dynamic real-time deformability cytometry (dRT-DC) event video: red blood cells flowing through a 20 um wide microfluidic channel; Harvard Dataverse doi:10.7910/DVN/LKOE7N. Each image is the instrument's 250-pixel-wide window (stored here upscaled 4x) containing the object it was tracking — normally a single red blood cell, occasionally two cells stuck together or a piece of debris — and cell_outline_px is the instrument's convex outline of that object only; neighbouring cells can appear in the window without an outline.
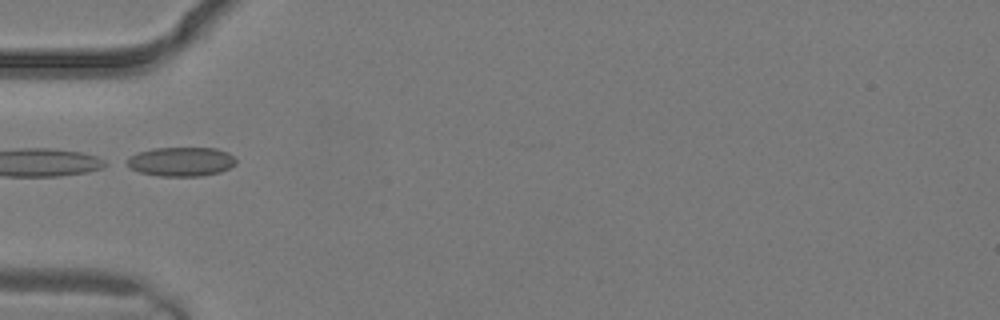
{"species": "common noctule bat (a hibernating species)", "species_latin": "Nyctalus noctula", "temperature_condition": "warm", "stored_images_in_passage": 1, "camera_frame_rate_fps": 3000, "um_per_image_px": 0.085, "animal": {"sex": "male", "body_mass_g": 19.2, "forearm_length_mm": 51.8}, "frame": {"image": 1, "passage_image": 1, "time_ms": 0.0, "image_size_px": [1000, 320], "cell_outline_px": [[236, 164], [220, 172], [200, 176], [160, 176], [140, 172], [124, 164], [120, 160], [136, 152], [156, 148], [216, 148], [228, 152], [236, 160]], "centroid_in_image_um": [15.32, 13.73], "position_along_channel_um": 69.7, "area_um2": 18.79}}